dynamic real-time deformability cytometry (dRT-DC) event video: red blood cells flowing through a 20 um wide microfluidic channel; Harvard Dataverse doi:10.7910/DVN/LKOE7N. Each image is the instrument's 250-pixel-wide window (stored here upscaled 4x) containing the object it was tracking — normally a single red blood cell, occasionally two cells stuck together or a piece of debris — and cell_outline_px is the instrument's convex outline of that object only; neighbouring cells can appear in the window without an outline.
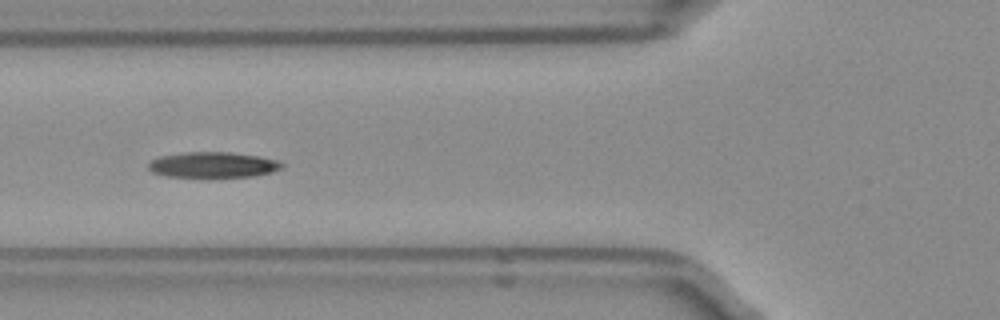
{"species": "Egyptian fruit bat (a non-hibernating species)", "species_latin": "Rousettus aegyptiacus", "temperature_condition": "room temperature", "stored_images_in_passage": 38, "camera_frame_rate_fps": 3000, "um_per_image_px": 0.085, "frame": {"image": 1, "passage_image": 6, "time_ms": 1.667, "image_size_px": [1000, 320], "cell_outline_px": [[284, 164], [280, 168], [272, 172], [252, 176], [168, 176], [152, 172], [148, 168], [148, 164], [152, 160], [160, 156], [184, 152], [232, 152], [260, 156], [280, 160]], "centroid_in_image_um": [18.13, 13.99], "position_along_channel_um": 107.7, "area_um2": 19.71}}
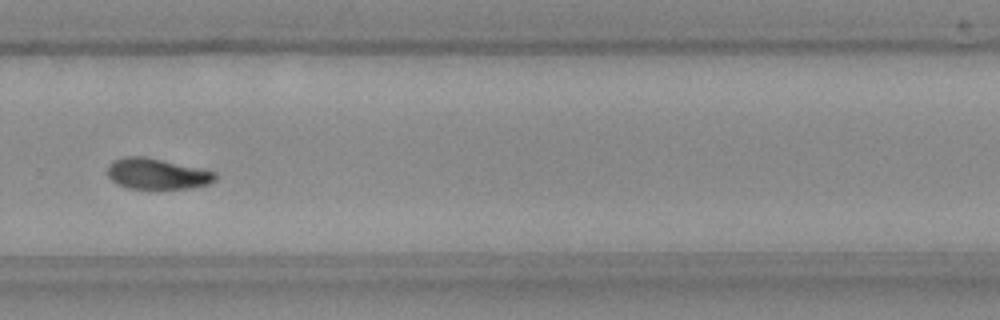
{"frame": {"image": 2, "passage_image": 22, "time_ms": 7.0, "image_size_px": [1000, 320], "cell_outline_px": [[216, 180], [208, 184], [188, 188], [124, 188], [116, 184], [108, 176], [108, 164], [112, 160], [124, 156], [144, 156], [204, 168], [216, 172]], "centroid_in_image_um": [13.34, 14.75], "position_along_channel_um": 316.5, "area_um2": 19.59}}
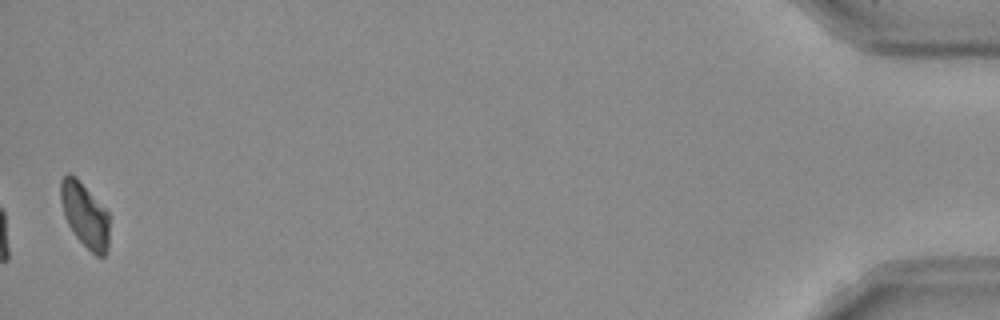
{"frame": {"image": 3, "passage_image": 38, "time_ms": 12.333, "image_size_px": [1000, 320], "cell_outline_px": [[108, 248], [104, 256], [96, 256], [76, 236], [68, 224], [64, 216], [60, 200], [60, 180], [68, 172], [76, 176], [108, 212]], "centroid_in_image_um": [7.19, 18.24], "position_along_channel_um": 428.0, "area_um2": 18.21}, "authors_computed_cell_mechanics": {"area_um2": 19.941, "velocity_mm_per_s": 3.9152, "shape_relaxation_time_tau1_ms": 5.1505, "shape_relaxation_time_tau2_ms": null, "deformation_change_tau1": 0.1777, "deformation_change_tau2": null}}